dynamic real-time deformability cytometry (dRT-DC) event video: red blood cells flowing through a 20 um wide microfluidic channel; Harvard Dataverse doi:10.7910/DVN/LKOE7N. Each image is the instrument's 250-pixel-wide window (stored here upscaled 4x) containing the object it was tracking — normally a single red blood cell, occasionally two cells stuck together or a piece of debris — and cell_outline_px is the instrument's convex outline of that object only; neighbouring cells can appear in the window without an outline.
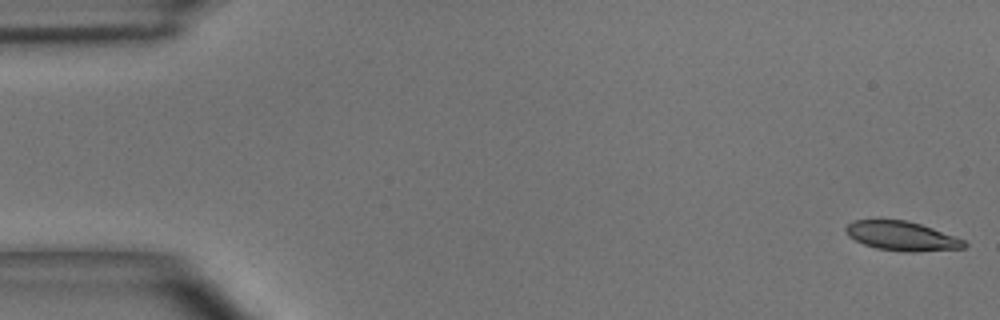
{"species": "common noctule bat (a hibernating species)", "species_latin": "Nyctalus noctula", "temperature_condition": "room temperature", "stored_images_in_passage": 50, "camera_frame_rate_fps": 3000, "um_per_image_px": 0.085, "animal": {"sex": "male", "body_mass_g": 15.6}, "frame": {"image": 1, "passage_image": 1, "time_ms": 0.0, "image_size_px": [1000, 320], "cell_outline_px": [[968, 244], [964, 248], [912, 252], [904, 252], [876, 248], [864, 244], [848, 236], [844, 228], [852, 220], [904, 220], [920, 224], [932, 228], [964, 240]], "centroid_in_image_um": [76.63, 20.07], "position_along_channel_um": 8.4, "area_um2": 20.0}}
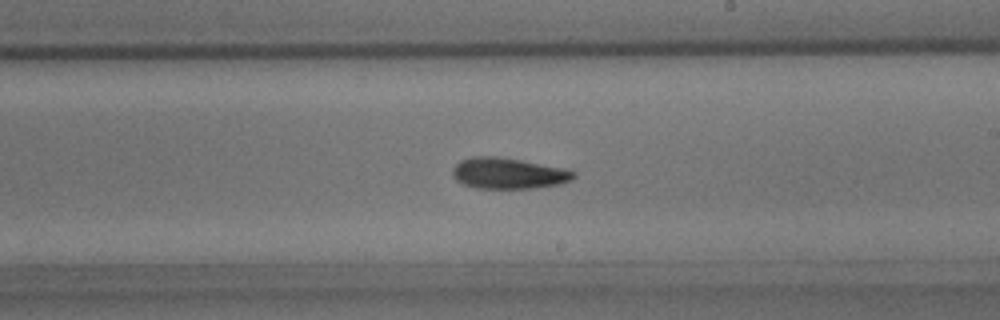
{"frame": {"image": 2, "passage_image": 29, "time_ms": 9.333, "image_size_px": [1000, 320], "cell_outline_px": [[576, 176], [572, 180], [560, 184], [532, 188], [476, 188], [464, 184], [456, 180], [452, 176], [452, 168], [460, 160], [472, 156], [496, 156], [520, 160], [564, 168], [576, 172]], "centroid_in_image_um": [43.19, 14.73], "position_along_channel_um": 245.8, "area_um2": 21.91}}
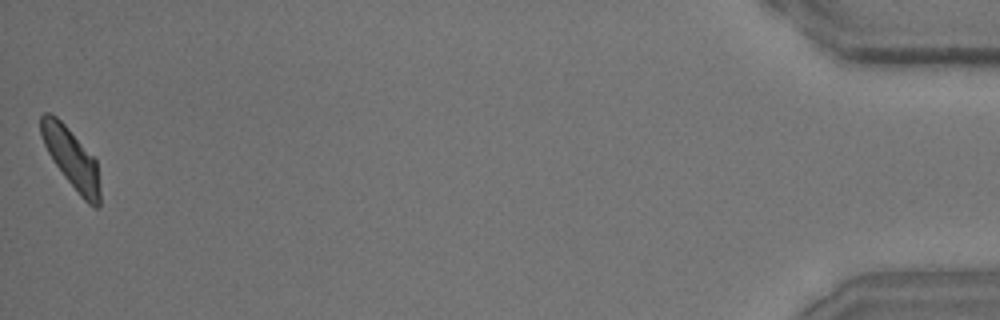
{"frame": {"image": 3, "passage_image": 50, "time_ms": 16.333, "image_size_px": [1000, 320], "cell_outline_px": [[100, 204], [96, 208], [88, 204], [80, 196], [64, 176], [48, 152], [40, 136], [40, 116], [44, 112], [48, 112], [56, 116], [68, 128], [96, 160], [100, 188]], "centroid_in_image_um": [6.06, 13.45], "position_along_channel_um": 429.1, "area_um2": 20.35}, "authors_computed_cell_mechanics": {"area_um2": 21.386, "velocity_mm_per_s": 3.9605, "shape_relaxation_time_tau1_ms": 4.9672, "shape_relaxation_time_tau2_ms": 5.5062, "deformation_change_tau1": 0.131, "deformation_change_tau2": 0.1267}}